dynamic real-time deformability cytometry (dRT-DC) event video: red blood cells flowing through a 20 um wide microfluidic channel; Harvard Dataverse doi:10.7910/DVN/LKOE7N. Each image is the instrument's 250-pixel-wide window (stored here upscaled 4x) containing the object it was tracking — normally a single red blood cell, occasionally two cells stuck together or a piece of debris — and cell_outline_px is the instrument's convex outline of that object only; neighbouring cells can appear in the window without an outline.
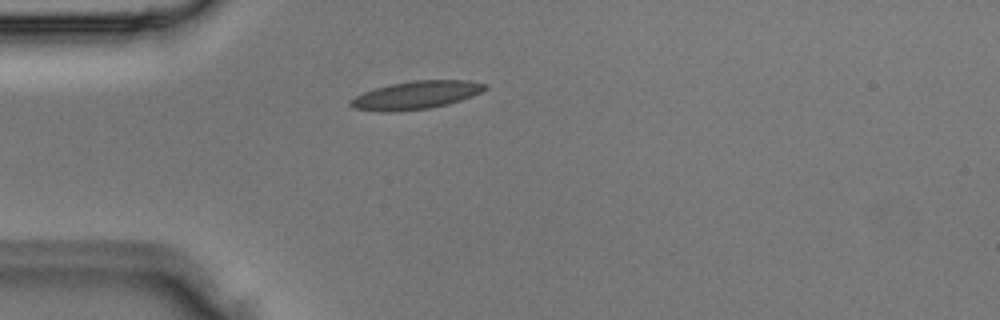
{"species": "Egyptian fruit bat (a non-hibernating species)", "species_latin": "Rousettus aegyptiacus", "temperature_condition": "room temperature", "stored_images_in_passage": 2, "camera_frame_rate_fps": 3000, "um_per_image_px": 0.085, "animal": {"sex": "male"}, "frame": {"image": 1, "passage_image": 2, "time_ms": 0.333, "image_size_px": [1000, 320], "cell_outline_px": [[488, 88], [472, 96], [448, 104], [428, 108], [392, 112], [380, 112], [352, 108], [348, 104], [348, 100], [364, 92], [376, 88], [392, 84], [412, 80], [468, 80], [488, 84]], "centroid_in_image_um": [35.35, 8.08], "position_along_channel_um": 49.7, "area_um2": 22.02}}